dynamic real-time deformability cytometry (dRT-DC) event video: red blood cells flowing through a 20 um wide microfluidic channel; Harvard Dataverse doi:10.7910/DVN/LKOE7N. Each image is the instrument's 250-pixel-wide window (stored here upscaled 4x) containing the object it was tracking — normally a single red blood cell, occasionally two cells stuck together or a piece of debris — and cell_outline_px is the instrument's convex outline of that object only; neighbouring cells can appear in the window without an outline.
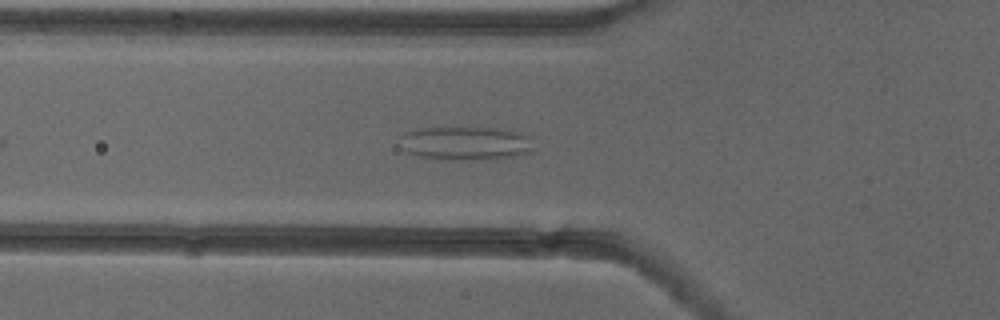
{"species": "common noctule bat (a hibernating species)", "species_latin": "Nyctalus noctula", "temperature_condition": "cold", "stored_images_in_passage": 42, "camera_frame_rate_fps": 3000, "um_per_image_px": 0.085, "animal": {"sex": "female"}, "frame": {"image": 1, "passage_image": 8, "time_ms": 2.333, "image_size_px": [1000, 320], "cell_outline_px": [[532, 148], [528, 152], [516, 156], [492, 160], [472, 160], [420, 156], [408, 152], [400, 148], [400, 136], [404, 132], [424, 128], [504, 128], [520, 132], [532, 136]], "centroid_in_image_um": [39.63, 12.17], "position_along_channel_um": 86.2, "area_um2": 26.3}}
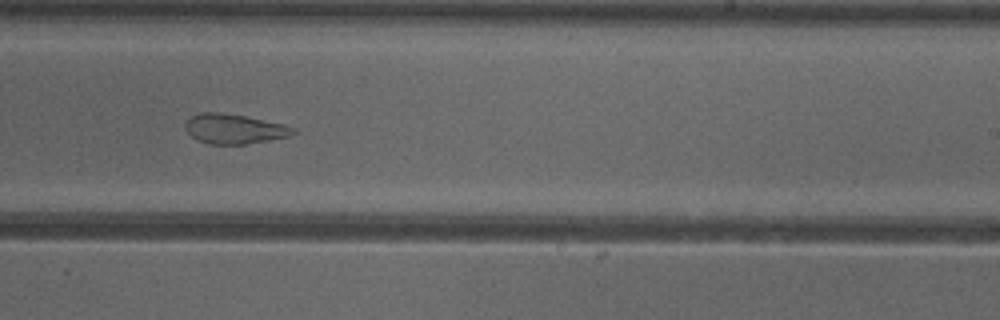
{"frame": {"image": 2, "passage_image": 22, "time_ms": 7.0, "image_size_px": [1000, 320], "cell_outline_px": [[296, 132], [288, 136], [268, 140], [244, 144], [208, 144], [196, 140], [184, 128], [184, 124], [192, 116], [200, 112], [220, 112], [244, 116], [284, 124], [296, 128]], "centroid_in_image_um": [19.88, 10.95], "position_along_channel_um": 269.1, "area_um2": 18.61}}
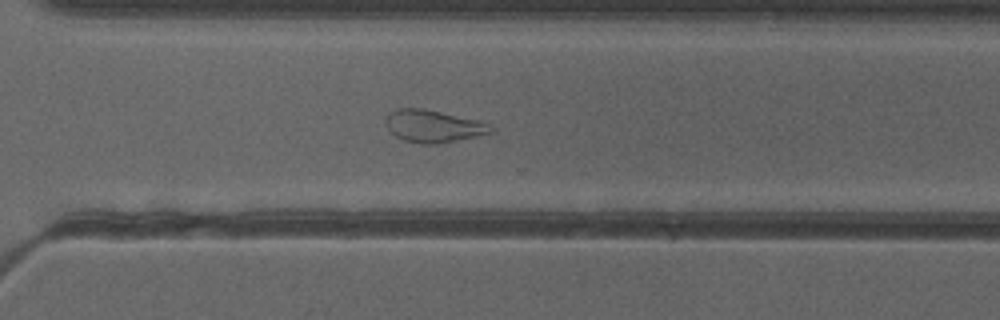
{"frame": {"image": 3, "passage_image": 27, "time_ms": 8.667, "image_size_px": [1000, 320], "cell_outline_px": [[496, 132], [440, 144], [420, 144], [404, 140], [396, 136], [388, 128], [384, 120], [388, 112], [396, 108], [424, 108], [476, 120], [492, 124], [496, 128]], "centroid_in_image_um": [36.86, 10.72], "position_along_channel_um": 333.7, "area_um2": 20.11}, "authors_computed_cell_mechanics": {"area_um2": 22.1085, "velocity_mm_per_s": 3.9021, "shape_relaxation_time_tau1_ms": null, "shape_relaxation_time_tau2_ms": 2.3328, "deformation_change_tau1": null, "deformation_change_tau2": 0.1}}